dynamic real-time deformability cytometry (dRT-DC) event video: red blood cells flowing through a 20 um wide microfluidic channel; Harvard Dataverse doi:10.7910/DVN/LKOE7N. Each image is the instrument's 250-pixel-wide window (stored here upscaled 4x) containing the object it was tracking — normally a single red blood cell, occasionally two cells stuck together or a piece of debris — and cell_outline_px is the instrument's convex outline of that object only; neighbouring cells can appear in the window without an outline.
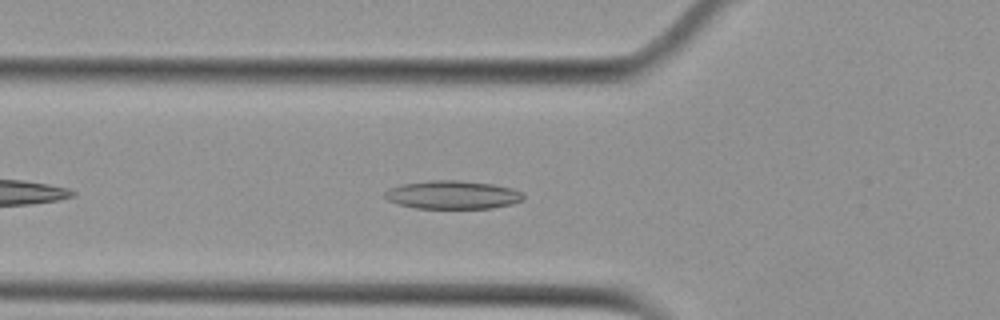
{"species": "Egyptian fruit bat (a non-hibernating species)", "species_latin": "Rousettus aegyptiacus", "temperature_condition": "cold", "stored_images_in_passage": 34, "camera_frame_rate_fps": 3000, "um_per_image_px": 0.085, "animal": {"sex": "female"}, "frame": {"image": 1, "passage_image": 7, "time_ms": 2.0, "image_size_px": [1000, 320], "cell_outline_px": [[524, 200], [512, 204], [492, 208], [416, 208], [396, 204], [388, 200], [384, 196], [384, 192], [388, 188], [404, 184], [428, 180], [460, 180], [492, 184], [512, 188], [524, 192]], "centroid_in_image_um": [38.49, 16.56], "position_along_channel_um": 87.3, "area_um2": 23.06}}
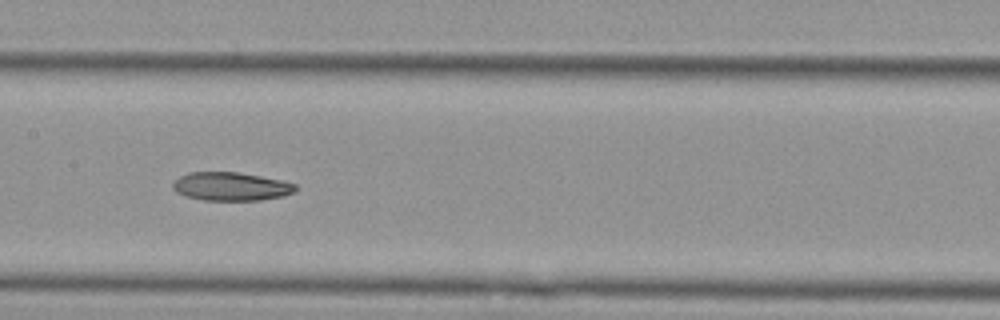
{"frame": {"image": 2, "passage_image": 15, "time_ms": 4.667, "image_size_px": [1000, 320], "cell_outline_px": [[296, 192], [284, 196], [260, 200], [204, 200], [184, 196], [176, 192], [172, 188], [172, 184], [180, 176], [188, 172], [236, 172], [260, 176], [280, 180], [296, 184]], "centroid_in_image_um": [19.62, 15.85], "position_along_channel_um": 187.8, "area_um2": 20.35}}
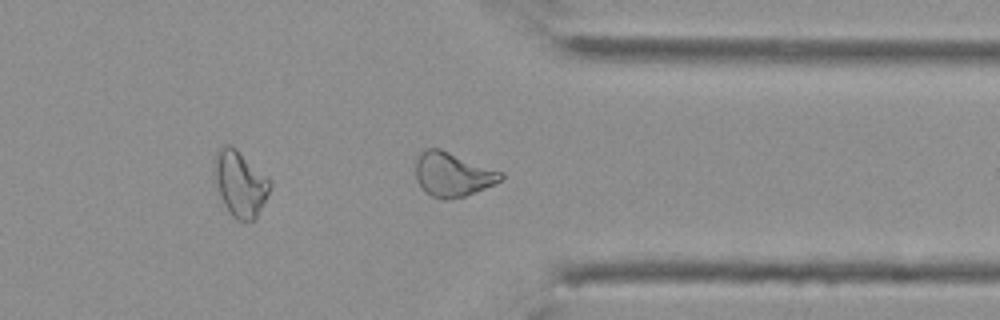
{"frame": {"image": 3, "passage_image": 30, "time_ms": 9.667, "image_size_px": [1000, 320], "cell_outline_px": [[504, 180], [464, 196], [444, 200], [432, 196], [424, 192], [416, 180], [416, 160], [420, 152], [424, 148], [440, 148], [504, 172]], "centroid_in_image_um": [38.47, 14.81], "position_along_channel_um": 372.9, "area_um2": 22.14}}